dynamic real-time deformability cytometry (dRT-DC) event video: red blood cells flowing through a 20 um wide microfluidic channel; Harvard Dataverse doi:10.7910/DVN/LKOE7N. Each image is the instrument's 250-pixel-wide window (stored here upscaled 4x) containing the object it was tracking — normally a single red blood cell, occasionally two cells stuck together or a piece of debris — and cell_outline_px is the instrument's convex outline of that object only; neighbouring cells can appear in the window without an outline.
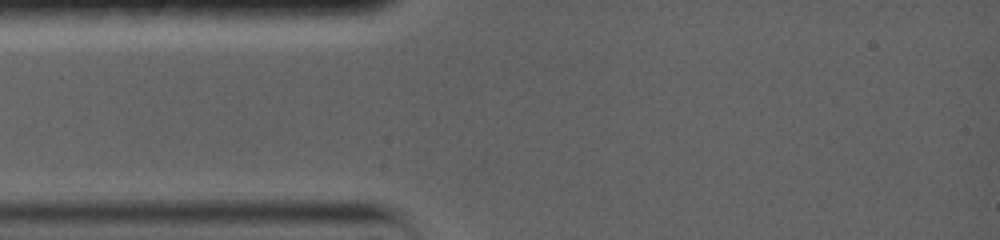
{"species": "common noctule bat (a hibernating species)", "species_latin": "Nyctalus noctula", "temperature_condition": "warm", "stored_images_in_passage": 1, "camera_frame_rate_fps": 5000, "um_per_image_px": 0.085, "animal": {"sex": "female", "body_mass_g": 19.0, "forearm_length_mm": 56.7}, "frame": {"image": 1, "passage_image": 1, "time_ms": 0.0, "image_size_px": [1000, 240], "cell_outline_px": [[608, 200], [604, 216], [540, 184], [540, 176], [548, 132], [560, 120], [596, 148], [608, 172]], "centroid_in_image_um": [48.85, 14.36], "position_along_channel_um": 36.1, "area_um2": 29.94}}